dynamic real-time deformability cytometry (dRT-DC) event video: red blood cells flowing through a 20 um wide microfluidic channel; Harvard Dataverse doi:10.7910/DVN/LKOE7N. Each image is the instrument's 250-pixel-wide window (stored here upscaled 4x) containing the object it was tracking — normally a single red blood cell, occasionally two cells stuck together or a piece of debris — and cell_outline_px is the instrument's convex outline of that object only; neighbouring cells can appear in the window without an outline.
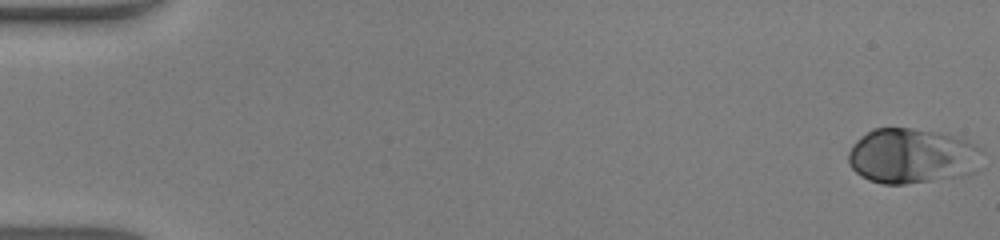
{"species": "human", "species_latin": "Homo sapiens", "temperature_condition": "warm", "stored_images_in_passage": 48, "camera_frame_rate_fps": 3000, "um_per_image_px": 0.085, "donor": {"sex": "male"}, "frame": {"image": 1, "passage_image": 1, "time_ms": 0.0, "image_size_px": [1000, 240], "cell_outline_px": [[984, 148], [976, 172], [968, 176], [904, 184], [884, 184], [868, 180], [860, 176], [852, 168], [848, 160], [848, 152], [852, 144], [856, 140], [872, 128], [912, 128], [952, 136], [968, 140]], "centroid_in_image_um": [77.55, 13.27], "position_along_channel_um": 7.5, "area_um2": 43.52}}
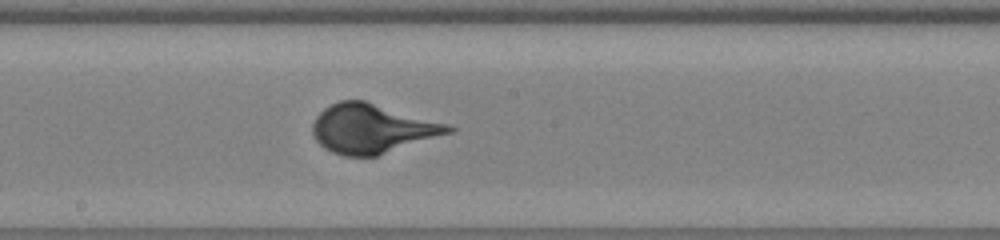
{"frame": {"image": 2, "passage_image": 27, "time_ms": 8.667, "image_size_px": [1000, 240], "cell_outline_px": [[456, 128], [452, 132], [376, 156], [344, 156], [332, 152], [324, 148], [316, 140], [312, 132], [312, 124], [316, 116], [324, 108], [340, 100], [364, 100], [448, 124]], "centroid_in_image_um": [31.6, 10.93], "position_along_channel_um": 216.6, "area_um2": 38.61}}
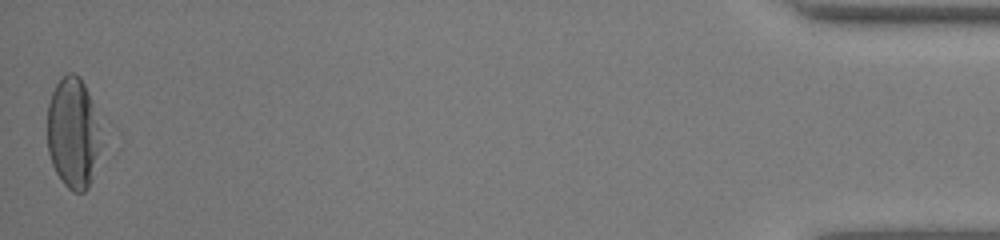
{"frame": {"image": 3, "passage_image": 48, "time_ms": 15.667, "image_size_px": [1000, 240], "cell_outline_px": [[100, 128], [96, 152], [88, 188], [84, 192], [72, 192], [64, 184], [56, 172], [52, 164], [48, 152], [48, 104], [52, 92], [56, 84], [68, 72], [72, 72], [80, 76], [88, 92]], "centroid_in_image_um": [6.16, 11.27], "position_along_channel_um": 429.0, "area_um2": 33.7}}